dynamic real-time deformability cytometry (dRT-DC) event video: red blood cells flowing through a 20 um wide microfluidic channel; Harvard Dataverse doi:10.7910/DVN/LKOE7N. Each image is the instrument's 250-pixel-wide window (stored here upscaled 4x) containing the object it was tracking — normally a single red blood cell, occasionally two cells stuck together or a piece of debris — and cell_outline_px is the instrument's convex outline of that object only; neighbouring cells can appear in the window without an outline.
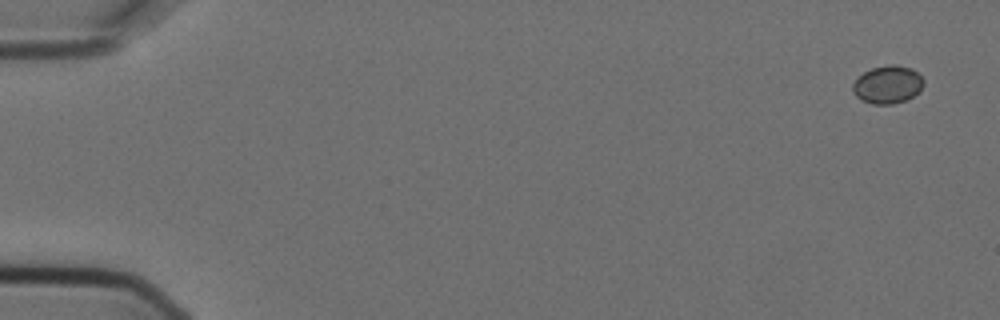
{"species": "Egyptian fruit bat (a non-hibernating species)", "species_latin": "Rousettus aegyptiacus", "temperature_condition": "cold", "stored_images_in_passage": 5, "camera_frame_rate_fps": 3000, "um_per_image_px": 0.085, "animal": {"sex": "female"}, "frame": {"image": 1, "passage_image": 1, "time_ms": 0.0, "image_size_px": [1000, 320], "cell_outline_px": [[924, 84], [920, 92], [904, 100], [892, 104], [872, 104], [860, 100], [852, 92], [852, 84], [864, 72], [872, 68], [892, 64], [896, 64], [912, 68], [924, 80]], "centroid_in_image_um": [75.45, 7.19], "position_along_channel_um": 9.6, "area_um2": 15.66}}